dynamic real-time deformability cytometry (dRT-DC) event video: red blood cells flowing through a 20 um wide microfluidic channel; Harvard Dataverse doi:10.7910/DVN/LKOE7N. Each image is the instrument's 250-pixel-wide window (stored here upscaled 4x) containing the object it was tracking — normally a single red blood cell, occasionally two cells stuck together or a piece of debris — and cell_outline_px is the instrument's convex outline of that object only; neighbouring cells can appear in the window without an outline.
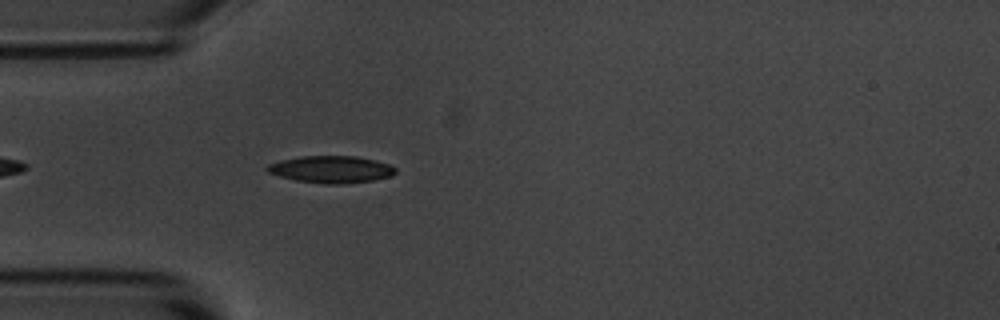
{"species": "common noctule bat (a hibernating species)", "species_latin": "Nyctalus noctula", "temperature_condition": "room temperature", "stored_images_in_passage": 5, "camera_frame_rate_fps": 3000, "um_per_image_px": 0.085, "animal": {"sex": "male", "body_mass_g": 20.1, "forearm_length_mm": 53.5}, "frame": {"image": 1, "passage_image": 5, "time_ms": 4.333, "image_size_px": [1000, 320], "cell_outline_px": [[396, 172], [388, 176], [372, 180], [340, 184], [328, 184], [296, 180], [280, 176], [268, 172], [264, 168], [268, 164], [280, 160], [300, 156], [356, 156], [376, 160], [388, 164], [396, 168]], "centroid_in_image_um": [28.12, 14.38], "position_along_channel_um": 56.9, "area_um2": 20.06}}